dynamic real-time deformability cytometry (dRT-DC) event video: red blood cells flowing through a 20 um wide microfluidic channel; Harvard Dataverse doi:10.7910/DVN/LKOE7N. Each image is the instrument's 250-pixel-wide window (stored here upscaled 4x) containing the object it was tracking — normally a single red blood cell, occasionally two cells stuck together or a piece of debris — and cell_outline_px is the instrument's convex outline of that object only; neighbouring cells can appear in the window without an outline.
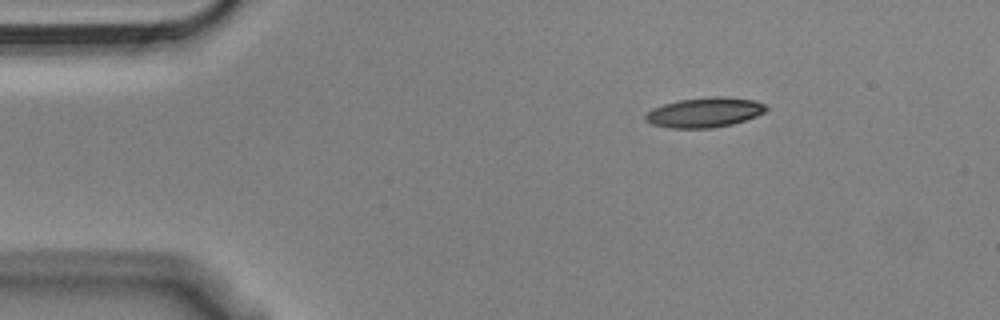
{"species": "Egyptian fruit bat (a non-hibernating species)", "species_latin": "Rousettus aegyptiacus", "temperature_condition": "cold", "stored_images_in_passage": 48, "camera_frame_rate_fps": 3000, "um_per_image_px": 0.085, "animal": {"sex": "male"}, "frame": {"image": 1, "passage_image": 1, "time_ms": 0.0, "image_size_px": [1000, 320], "cell_outline_px": [[768, 108], [764, 112], [756, 116], [732, 124], [712, 128], [668, 128], [652, 124], [644, 120], [644, 116], [652, 108], [664, 104], [680, 100], [712, 96], [724, 96], [756, 100], [764, 104]], "centroid_in_image_um": [59.88, 9.55], "position_along_channel_um": 25.1, "area_um2": 21.04}}
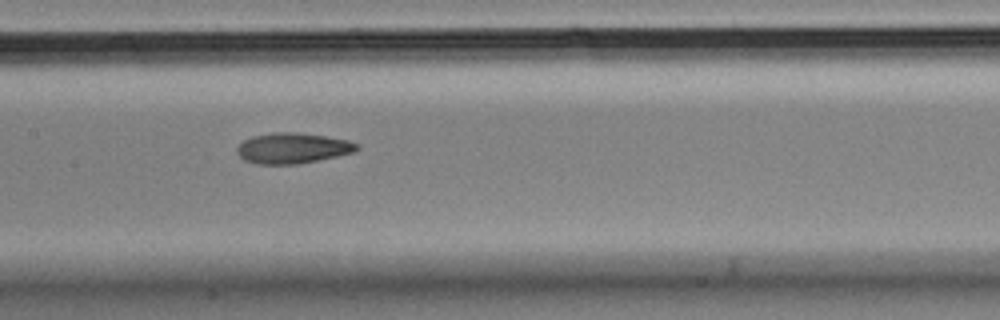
{"frame": {"image": 2, "passage_image": 19, "time_ms": 6.0, "image_size_px": [1000, 320], "cell_outline_px": [[360, 148], [356, 152], [300, 164], [256, 164], [244, 160], [236, 152], [236, 148], [244, 140], [252, 136], [276, 132], [296, 132], [324, 136], [348, 140], [360, 144]], "centroid_in_image_um": [24.9, 12.6], "position_along_channel_um": 182.5, "area_um2": 21.5}}
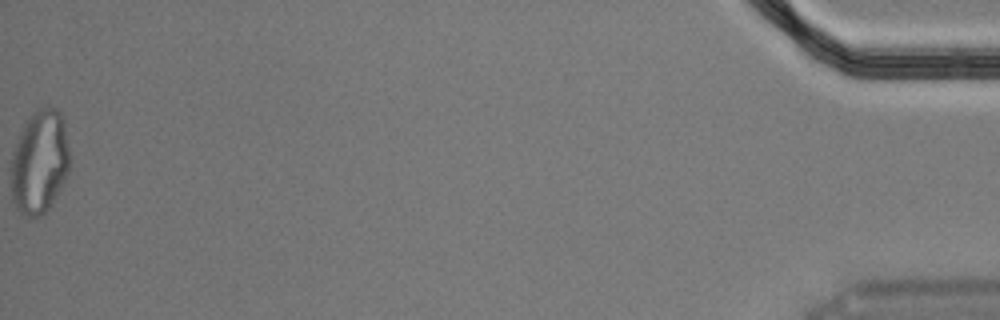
{"frame": {"image": 3, "passage_image": 48, "time_ms": 15.667, "image_size_px": [1000, 320], "cell_outline_px": [[68, 172], [56, 196], [48, 208], [40, 216], [28, 216], [20, 212], [16, 208], [12, 200], [12, 152], [20, 132], [24, 124], [32, 112], [36, 108], [56, 108], [60, 112], [64, 124], [68, 148]], "centroid_in_image_um": [3.35, 13.75], "position_along_channel_um": 431.9, "area_um2": 34.91}, "authors_computed_cell_mechanics": {"area_um2": 21.5594, "velocity_mm_per_s": 3.6319, "shape_relaxation_time_tau1_ms": 9.6246, "shape_relaxation_time_tau2_ms": 2.9433, "deformation_change_tau1": 0.2343, "deformation_change_tau2": 0.1033}}